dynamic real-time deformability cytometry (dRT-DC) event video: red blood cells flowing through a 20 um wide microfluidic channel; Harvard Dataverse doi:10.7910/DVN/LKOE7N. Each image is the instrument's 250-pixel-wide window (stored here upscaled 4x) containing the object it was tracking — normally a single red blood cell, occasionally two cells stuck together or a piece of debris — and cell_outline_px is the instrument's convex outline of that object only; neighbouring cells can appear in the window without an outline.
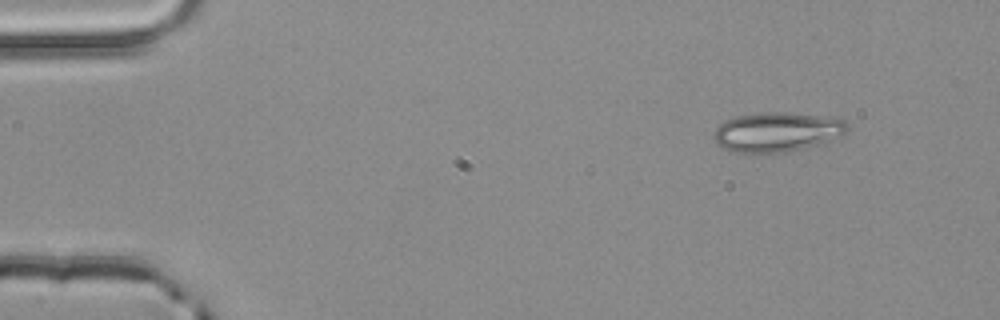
{"species": "common noctule bat (a hibernating species)", "species_latin": "Nyctalus noctula", "temperature_condition": "room temperature", "stored_images_in_passage": 3, "camera_frame_rate_fps": 3000, "um_per_image_px": 0.085, "animal": {"sex": "male", "body_mass_g": 20.4}, "frame": {"image": 1, "passage_image": 1, "time_ms": 0.0, "image_size_px": [1000, 320], "cell_outline_px": [[848, 128], [840, 136], [816, 144], [784, 152], [736, 152], [724, 148], [712, 136], [716, 128], [724, 120], [736, 116], [764, 112], [788, 112], [824, 116], [844, 120], [848, 124]], "centroid_in_image_um": [66.02, 11.19], "position_along_channel_um": 19.0, "area_um2": 30.23}}